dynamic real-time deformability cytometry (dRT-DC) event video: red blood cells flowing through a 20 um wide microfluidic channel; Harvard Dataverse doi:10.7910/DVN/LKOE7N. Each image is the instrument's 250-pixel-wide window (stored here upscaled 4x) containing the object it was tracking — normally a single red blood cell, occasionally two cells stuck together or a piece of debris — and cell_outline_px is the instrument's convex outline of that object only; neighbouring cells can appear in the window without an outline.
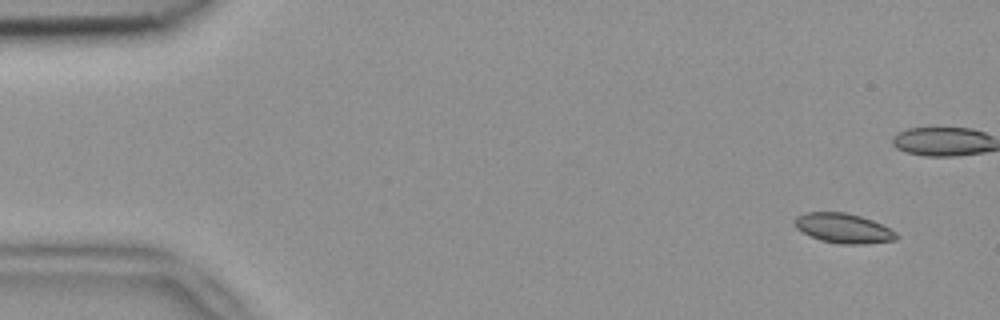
{"species": "common noctule bat (a hibernating species)", "species_latin": "Nyctalus noctula", "temperature_condition": "room temperature", "stored_images_in_passage": 4, "camera_frame_rate_fps": 3000, "um_per_image_px": 0.085, "animal": {"sex": "female", "body_mass_g": 18.4}, "frame": {"image": 1, "passage_image": 1, "time_ms": 0.0, "image_size_px": [1000, 320], "cell_outline_px": [[900, 236], [896, 240], [864, 244], [840, 244], [820, 240], [796, 228], [796, 216], [804, 212], [844, 212], [860, 216], [872, 220], [896, 232]], "centroid_in_image_um": [71.71, 19.4], "position_along_channel_um": 13.3, "area_um2": 17.46}}